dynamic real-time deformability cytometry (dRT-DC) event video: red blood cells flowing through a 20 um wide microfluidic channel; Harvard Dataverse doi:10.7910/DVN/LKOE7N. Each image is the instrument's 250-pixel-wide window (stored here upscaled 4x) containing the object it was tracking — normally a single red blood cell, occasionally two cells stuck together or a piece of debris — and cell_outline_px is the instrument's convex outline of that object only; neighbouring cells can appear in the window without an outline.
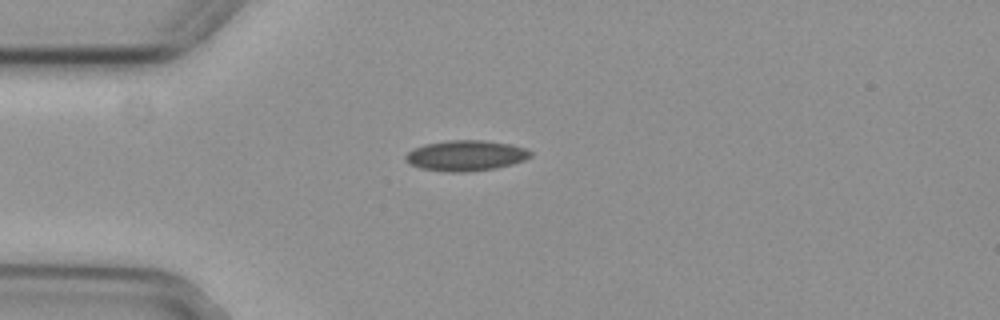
{"species": "common noctule bat (a hibernating species)", "species_latin": "Nyctalus noctula", "temperature_condition": "cold", "stored_images_in_passage": 7, "camera_frame_rate_fps": 3000, "um_per_image_px": 0.085, "animal": {"sex": "female", "body_mass_g": 29.2, "forearm_length_mm": 56.3}, "frame": {"image": 1, "passage_image": 7, "time_ms": 2.0, "image_size_px": [1000, 320], "cell_outline_px": [[532, 156], [524, 160], [512, 164], [496, 168], [460, 172], [452, 172], [420, 168], [404, 160], [404, 156], [412, 148], [424, 144], [448, 140], [484, 140], [508, 144], [528, 148], [532, 152]], "centroid_in_image_um": [39.59, 13.21], "position_along_channel_um": 45.4, "area_um2": 22.25}}